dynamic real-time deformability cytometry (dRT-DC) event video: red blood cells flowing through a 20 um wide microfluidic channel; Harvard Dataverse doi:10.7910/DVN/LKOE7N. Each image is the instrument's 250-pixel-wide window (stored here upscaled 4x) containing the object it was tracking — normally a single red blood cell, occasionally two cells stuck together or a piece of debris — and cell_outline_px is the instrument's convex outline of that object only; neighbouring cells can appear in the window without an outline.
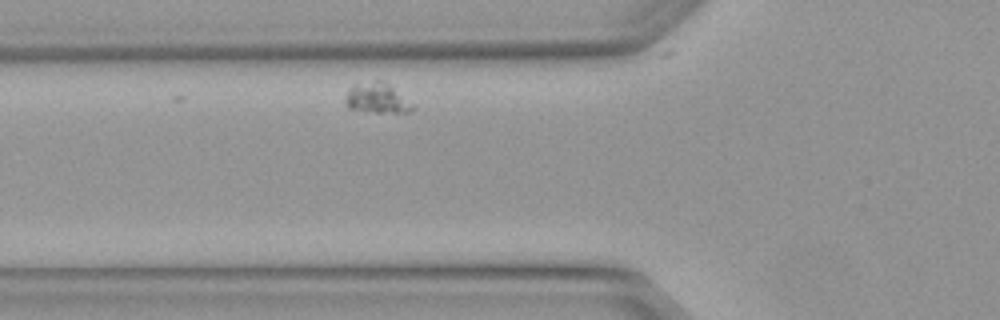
{"species": "Egyptian fruit bat (a non-hibernating species)", "species_latin": "Rousettus aegyptiacus", "temperature_condition": "warm", "stored_images_in_passage": 2, "camera_frame_rate_fps": 3000, "um_per_image_px": 0.085, "animal": {"sex": "female"}, "frame": {"image": 1, "passage_image": 2, "time_ms": 0.333, "image_size_px": [1000, 320], "cell_outline_px": [[416, 108], [408, 112], [372, 112], [348, 108], [348, 92], [356, 84], [376, 80], [384, 80]], "centroid_in_image_um": [32.09, 8.34], "position_along_channel_um": 93.7, "area_um2": 11.27}}